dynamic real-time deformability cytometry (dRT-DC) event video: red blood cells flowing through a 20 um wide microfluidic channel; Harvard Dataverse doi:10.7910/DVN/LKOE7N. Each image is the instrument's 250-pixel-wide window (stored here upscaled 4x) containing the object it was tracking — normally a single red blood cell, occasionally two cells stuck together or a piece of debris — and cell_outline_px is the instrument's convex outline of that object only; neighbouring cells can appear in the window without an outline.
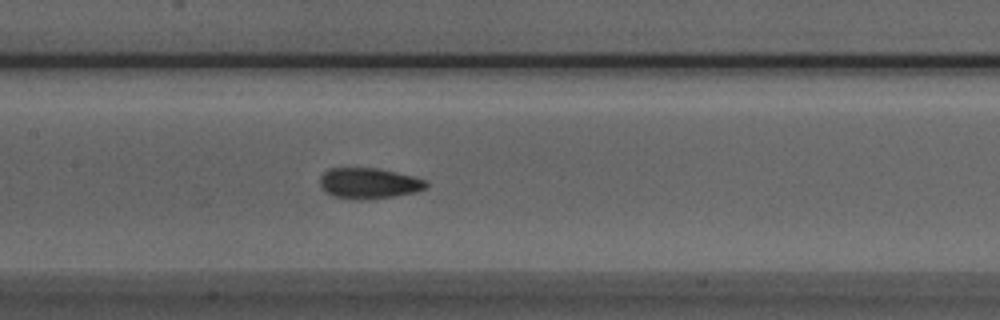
{"species": "Egyptian fruit bat (a non-hibernating species)", "species_latin": "Rousettus aegyptiacus", "temperature_condition": "room temperature", "stored_images_in_passage": 41, "camera_frame_rate_fps": 3000, "um_per_image_px": 0.085, "animal": {"sex": "male"}, "frame": {"image": 1, "passage_image": 14, "time_ms": 4.333, "image_size_px": [1000, 320], "cell_outline_px": [[428, 188], [416, 192], [396, 196], [360, 200], [332, 196], [324, 192], [320, 188], [320, 176], [328, 168], [376, 168], [416, 176], [428, 180]], "centroid_in_image_um": [31.38, 15.58], "position_along_channel_um": 176.0, "area_um2": 19.42}}
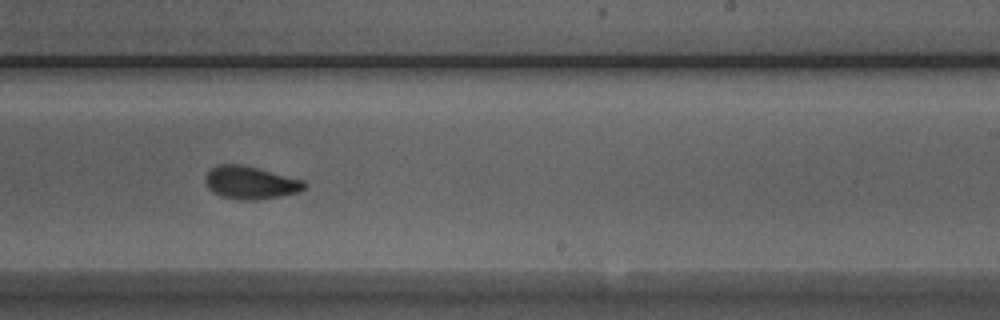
{"frame": {"image": 2, "passage_image": 21, "time_ms": 6.667, "image_size_px": [1000, 320], "cell_outline_px": [[308, 184], [300, 192], [280, 196], [256, 200], [236, 200], [220, 196], [212, 192], [208, 188], [204, 180], [204, 176], [212, 168], [220, 164], [240, 164], [304, 180]], "centroid_in_image_um": [21.27, 15.54], "position_along_channel_um": 267.7, "area_um2": 19.02}}
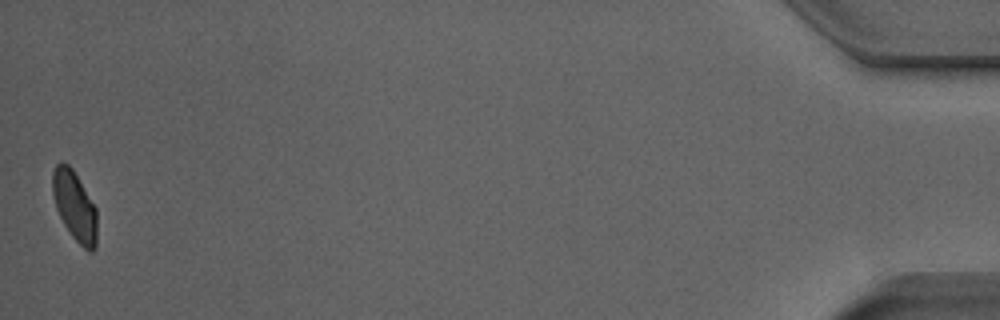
{"frame": {"image": 3, "passage_image": 41, "time_ms": 13.333, "image_size_px": [1000, 320], "cell_outline_px": [[96, 248], [92, 252], [88, 252], [72, 236], [64, 224], [56, 208], [52, 192], [52, 172], [56, 164], [68, 164], [72, 168], [96, 208]], "centroid_in_image_um": [6.34, 17.53], "position_along_channel_um": 428.9, "area_um2": 17.8}, "authors_computed_cell_mechanics": {"area_um2": 18.8428, "velocity_mm_per_s": 3.9438, "shape_relaxation_time_tau1_ms": 3.5987, "shape_relaxation_time_tau2_ms": 1.0127, "deformation_change_tau1": 0.1135, "deformation_change_tau2": 0.0508}}